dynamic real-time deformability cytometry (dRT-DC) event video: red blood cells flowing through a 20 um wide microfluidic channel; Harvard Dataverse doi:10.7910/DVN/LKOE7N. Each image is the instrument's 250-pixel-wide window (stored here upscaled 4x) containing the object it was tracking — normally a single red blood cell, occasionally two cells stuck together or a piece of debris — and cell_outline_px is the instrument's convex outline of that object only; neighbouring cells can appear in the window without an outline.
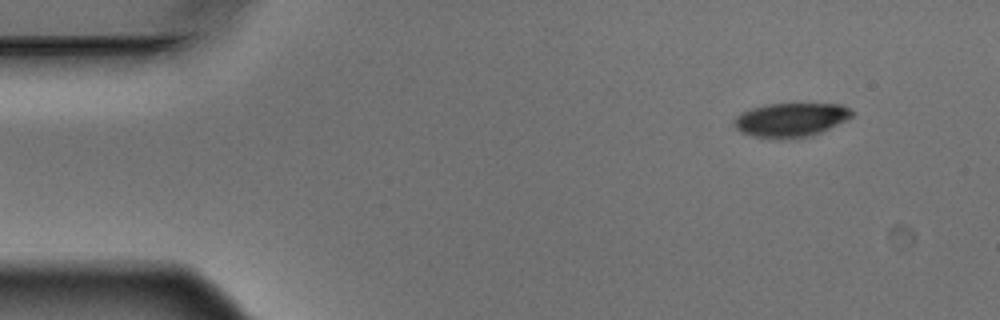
{"species": "Egyptian fruit bat (a non-hibernating species)", "species_latin": "Rousettus aegyptiacus", "temperature_condition": "warm", "stored_images_in_passage": 5, "camera_frame_rate_fps": 3000, "um_per_image_px": 0.085, "animal": {"sex": "male"}, "frame": {"image": 1, "passage_image": 5, "time_ms": 1.333, "image_size_px": [1000, 320], "cell_outline_px": [[852, 116], [812, 136], [752, 136], [740, 132], [732, 124], [732, 120], [740, 112], [764, 104], [840, 104], [848, 108], [852, 112]], "centroid_in_image_um": [67.14, 10.14], "position_along_channel_um": 17.9, "area_um2": 22.54}}